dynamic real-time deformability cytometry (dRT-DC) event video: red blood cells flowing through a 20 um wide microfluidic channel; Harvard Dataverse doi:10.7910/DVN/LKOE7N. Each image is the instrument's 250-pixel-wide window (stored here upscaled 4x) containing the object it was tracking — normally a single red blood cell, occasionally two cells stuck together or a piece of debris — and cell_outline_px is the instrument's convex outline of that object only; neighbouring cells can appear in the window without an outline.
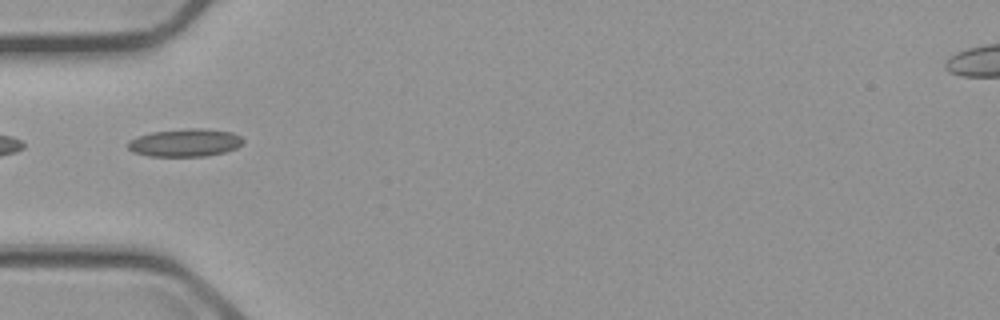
{"species": "common noctule bat (a hibernating species)", "species_latin": "Nyctalus noctula", "temperature_condition": "cold", "stored_images_in_passage": 4, "camera_frame_rate_fps": 3000, "um_per_image_px": 0.085, "animal": {"sex": "male", "body_mass_g": 23.1, "forearm_length_mm": 52.7}, "frame": {"image": 1, "passage_image": 2, "time_ms": 1.333, "image_size_px": [1000, 320], "cell_outline_px": [[244, 140], [236, 148], [224, 152], [208, 156], [148, 156], [132, 152], [128, 148], [128, 140], [136, 136], [152, 132], [184, 128], [204, 128], [232, 132], [240, 136]], "centroid_in_image_um": [15.7, 12.12], "position_along_channel_um": 69.3, "area_um2": 18.84}}
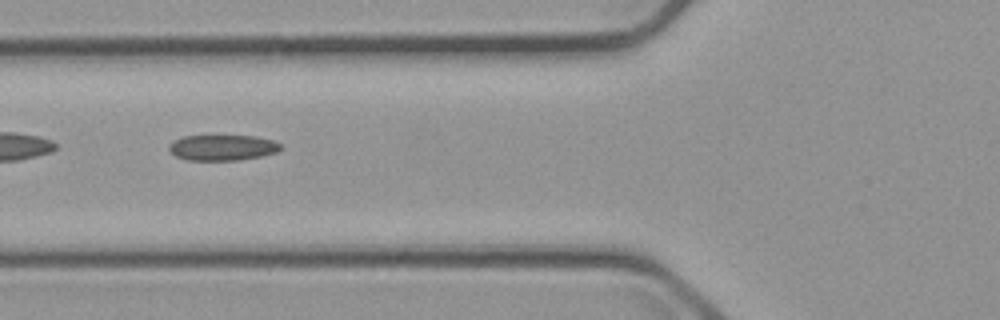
{"frame": {"image": 2, "passage_image": 3, "time_ms": 2.333, "image_size_px": [1000, 320], "cell_outline_px": [[284, 148], [276, 152], [260, 156], [240, 160], [188, 160], [176, 156], [168, 148], [176, 140], [184, 136], [256, 136], [272, 140], [280, 144]], "centroid_in_image_um": [18.96, 12.55], "position_along_channel_um": 106.8, "area_um2": 16.47}}
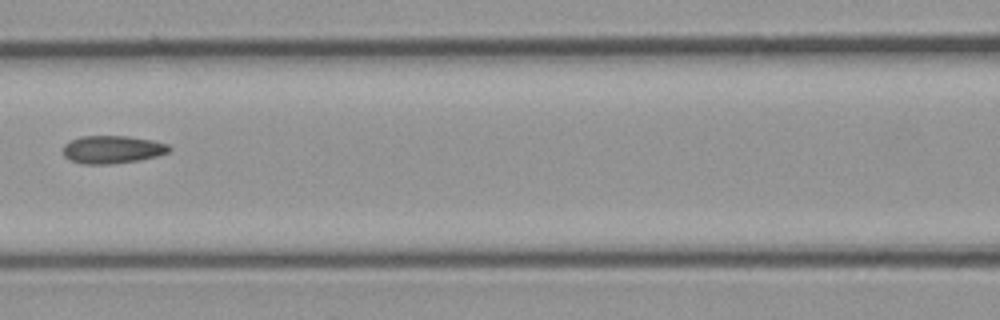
{"frame": {"image": 3, "passage_image": 4, "time_ms": 3.667, "image_size_px": [1000, 320], "cell_outline_px": [[172, 148], [168, 152], [156, 156], [136, 160], [108, 164], [84, 164], [72, 160], [64, 156], [64, 144], [80, 136], [128, 136], [152, 140], [168, 144]], "centroid_in_image_um": [9.56, 12.69], "position_along_channel_um": 157.0, "area_um2": 16.99}}